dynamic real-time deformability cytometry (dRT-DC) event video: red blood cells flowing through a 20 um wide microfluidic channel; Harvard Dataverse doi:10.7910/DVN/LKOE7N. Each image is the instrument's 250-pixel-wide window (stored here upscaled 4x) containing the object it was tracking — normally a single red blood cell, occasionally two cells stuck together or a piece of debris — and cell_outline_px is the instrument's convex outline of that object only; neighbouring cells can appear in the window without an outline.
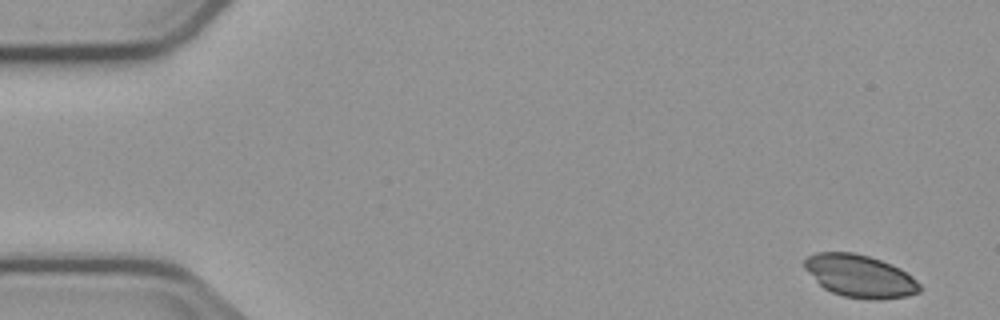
{"species": "common noctule bat (a hibernating species)", "species_latin": "Nyctalus noctula", "temperature_condition": "cold", "stored_images_in_passage": 5, "camera_frame_rate_fps": 3000, "um_per_image_px": 0.085, "animal": {"sex": "male", "body_mass_g": 23.1, "forearm_length_mm": 52.7}, "frame": {"image": 1, "passage_image": 1, "time_ms": 0.0, "image_size_px": [1000, 320], "cell_outline_px": [[920, 292], [908, 296], [876, 300], [868, 300], [844, 296], [832, 292], [824, 288], [804, 268], [804, 260], [808, 256], [816, 252], [852, 252], [868, 256], [880, 260], [900, 268], [912, 276], [920, 284]], "centroid_in_image_um": [73.1, 23.47], "position_along_channel_um": 11.9, "area_um2": 28.5}}